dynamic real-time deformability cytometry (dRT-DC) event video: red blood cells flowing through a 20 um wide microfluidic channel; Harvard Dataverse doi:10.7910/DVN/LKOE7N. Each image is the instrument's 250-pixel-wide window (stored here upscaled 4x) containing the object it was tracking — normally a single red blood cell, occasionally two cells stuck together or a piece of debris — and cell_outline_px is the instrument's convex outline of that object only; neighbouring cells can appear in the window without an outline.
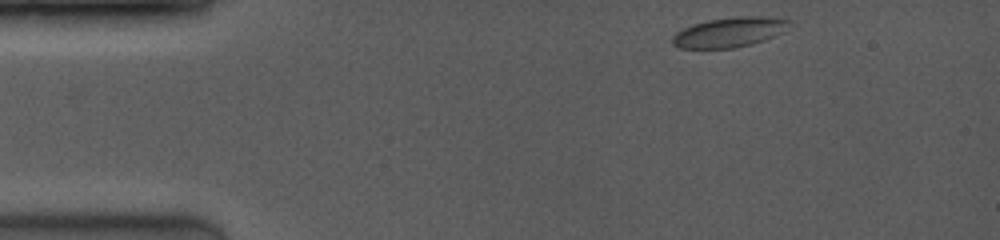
{"species": "common noctule bat (a hibernating species)", "species_latin": "Nyctalus noctula", "temperature_condition": "room temperature", "stored_images_in_passage": 12, "camera_frame_rate_fps": 4000, "um_per_image_px": 0.085, "animal": {"sex": "female", "body_mass_g": 19.0, "forearm_length_mm": 53.3}, "frame": {"image": 1, "passage_image": 1, "time_ms": 0.0, "image_size_px": [1000, 240], "cell_outline_px": [[792, 20], [784, 32], [764, 40], [752, 44], [732, 48], [680, 48], [672, 44], [672, 36], [676, 32], [692, 24], [708, 20], [736, 16], [768, 16]], "centroid_in_image_um": [62.02, 2.73], "position_along_channel_um": 23.0, "area_um2": 20.46}}
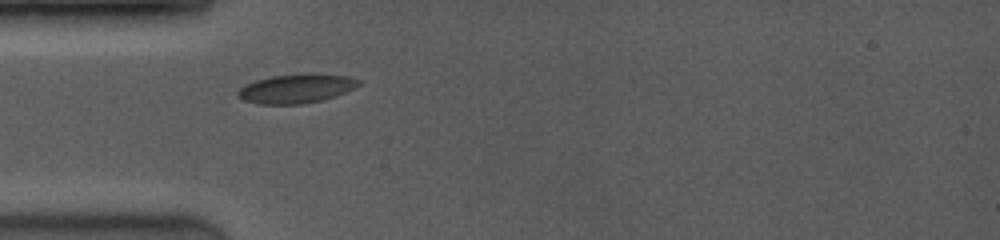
{"frame": {"image": 2, "passage_image": 8, "time_ms": 1.75, "image_size_px": [1000, 240], "cell_outline_px": [[360, 84], [356, 88], [336, 96], [324, 100], [300, 104], [260, 104], [244, 100], [236, 96], [236, 92], [244, 84], [256, 80], [272, 76], [348, 76], [360, 80]], "centroid_in_image_um": [25.14, 7.58], "position_along_channel_um": 59.9, "area_um2": 19.77}}